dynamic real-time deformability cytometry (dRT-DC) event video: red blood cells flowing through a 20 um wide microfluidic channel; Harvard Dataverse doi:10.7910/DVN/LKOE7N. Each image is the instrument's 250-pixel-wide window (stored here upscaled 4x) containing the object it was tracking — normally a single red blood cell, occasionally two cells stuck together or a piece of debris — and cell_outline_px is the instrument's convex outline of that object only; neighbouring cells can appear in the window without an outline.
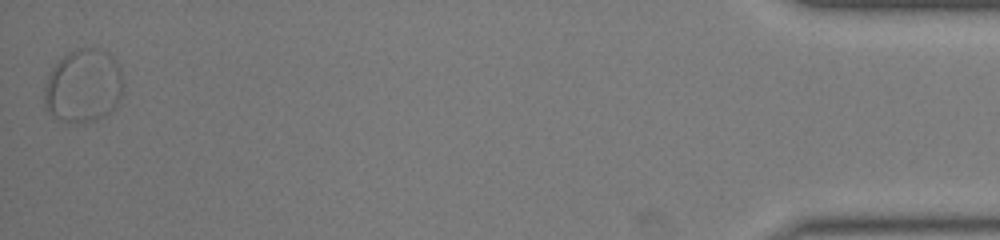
{"species": "common noctule bat (a hibernating species)", "species_latin": "Nyctalus noctula", "temperature_condition": "warm", "stored_images_in_passage": 46, "segment_of_instrument_passage": [2, 2], "camera_frame_rate_fps": 3000, "um_per_image_px": 0.085, "animal": {"sex": "male", "body_mass_g": 19.0, "forearm_length_mm": 50.8}, "frame": {"image": 1, "passage_image": 46, "time_ms": 15.0, "image_size_px": [1000, 240], "cell_outline_px": [[124, 88], [116, 104], [104, 116], [96, 120], [84, 124], [64, 120], [48, 112], [44, 108], [44, 88], [48, 72], [68, 52], [80, 48], [96, 48], [108, 52], [116, 60], [120, 68], [124, 80]], "centroid_in_image_um": [7.09, 7.29], "position_along_channel_um": 428.1, "area_um2": 33.99}}